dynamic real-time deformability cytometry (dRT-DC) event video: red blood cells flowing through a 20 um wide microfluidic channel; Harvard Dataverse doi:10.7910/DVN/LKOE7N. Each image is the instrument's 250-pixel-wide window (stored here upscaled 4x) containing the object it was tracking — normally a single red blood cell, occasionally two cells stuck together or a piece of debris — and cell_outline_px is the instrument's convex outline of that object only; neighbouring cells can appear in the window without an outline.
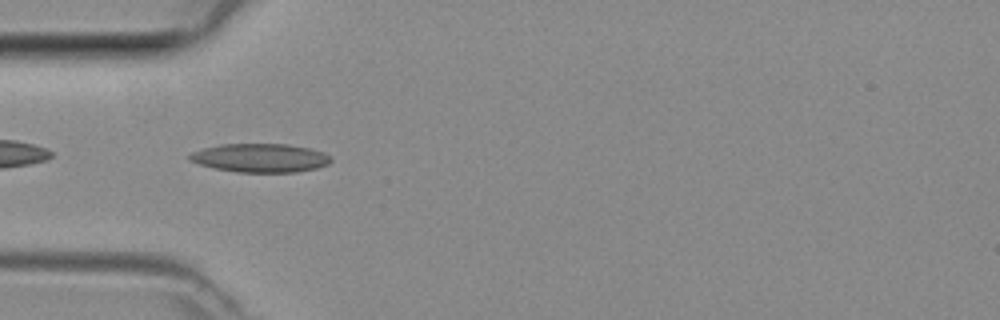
{"species": "common noctule bat (a hibernating species)", "species_latin": "Nyctalus noctula", "temperature_condition": "room temperature", "stored_images_in_passage": 38, "camera_frame_rate_fps": 3000, "um_per_image_px": 0.085, "animal": {"sex": "female", "body_mass_g": 29.2, "forearm_length_mm": 56.3}, "frame": {"image": 1, "passage_image": 10, "time_ms": 3.0, "image_size_px": [1000, 320], "cell_outline_px": [[332, 160], [328, 164], [316, 168], [296, 172], [236, 172], [212, 168], [188, 160], [188, 156], [192, 152], [204, 148], [220, 144], [288, 144], [312, 148], [324, 152]], "centroid_in_image_um": [22.11, 13.42], "position_along_channel_um": 62.9, "area_um2": 23.7}}
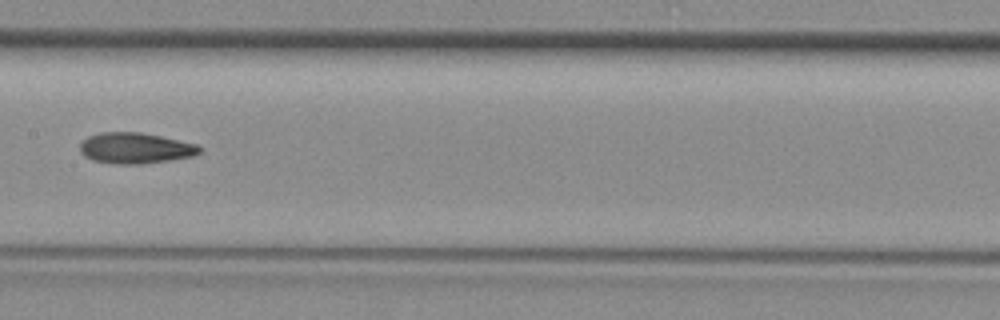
{"frame": {"image": 2, "passage_image": 19, "time_ms": 6.0, "image_size_px": [1000, 320], "cell_outline_px": [[204, 148], [196, 156], [140, 164], [116, 164], [92, 160], [84, 156], [80, 152], [80, 144], [88, 136], [100, 132], [140, 132], [200, 144]], "centroid_in_image_um": [11.54, 12.59], "position_along_channel_um": 195.9, "area_um2": 21.73}}
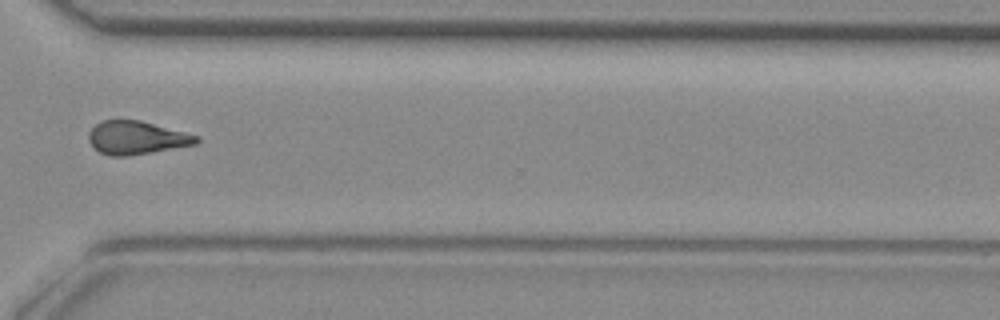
{"frame": {"image": 3, "passage_image": 30, "time_ms": 9.667, "image_size_px": [1000, 320], "cell_outline_px": [[200, 140], [196, 144], [128, 156], [112, 156], [100, 152], [88, 140], [88, 132], [100, 120], [140, 120], [200, 136]], "centroid_in_image_um": [11.61, 11.7], "position_along_channel_um": 359.0, "area_um2": 20.75}}